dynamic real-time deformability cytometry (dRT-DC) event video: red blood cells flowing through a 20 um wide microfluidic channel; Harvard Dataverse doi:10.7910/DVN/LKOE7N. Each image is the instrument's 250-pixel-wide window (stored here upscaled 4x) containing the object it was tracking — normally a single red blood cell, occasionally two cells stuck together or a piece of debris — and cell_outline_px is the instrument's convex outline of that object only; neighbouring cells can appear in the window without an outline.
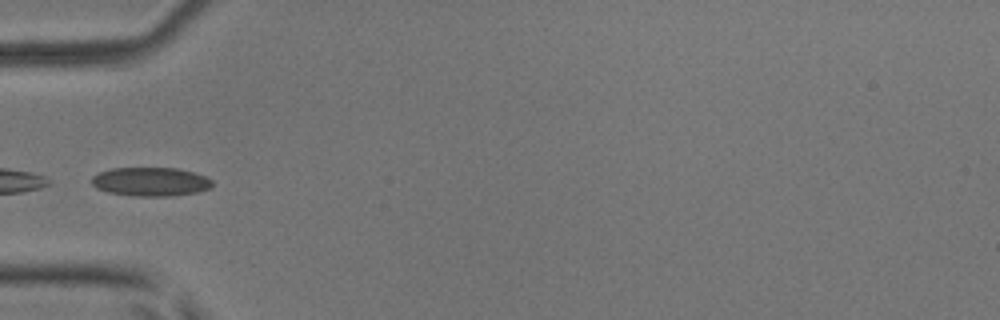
{"species": "common noctule bat (a hibernating species)", "species_latin": "Nyctalus noctula", "temperature_condition": "room temperature", "stored_images_in_passage": 7, "camera_frame_rate_fps": 3000, "um_per_image_px": 0.085, "animal": {"sex": "male", "body_mass_g": 17.9, "forearm_length_mm": 54.2}, "frame": {"image": 1, "passage_image": 5, "time_ms": 1.333, "image_size_px": [1000, 320], "cell_outline_px": [[212, 188], [196, 192], [172, 196], [132, 196], [108, 192], [96, 188], [92, 184], [92, 176], [100, 172], [112, 168], [180, 168], [204, 176], [212, 180]], "centroid_in_image_um": [12.8, 15.45], "position_along_channel_um": 72.2, "area_um2": 20.29}}
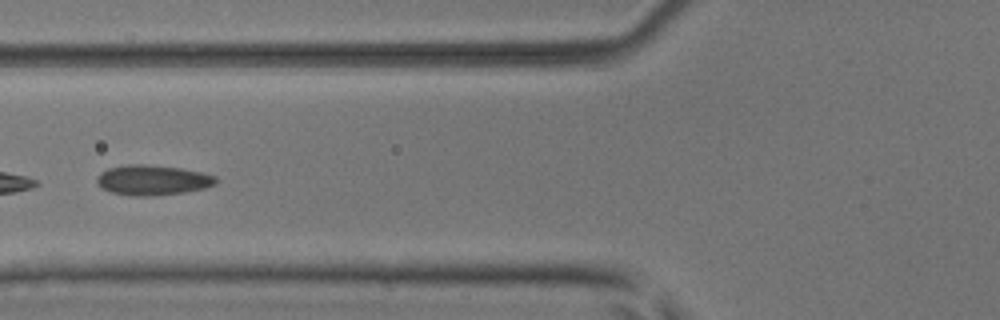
{"frame": {"image": 2, "passage_image": 6, "time_ms": 1.667, "image_size_px": [1000, 320], "cell_outline_px": [[216, 184], [204, 188], [184, 192], [148, 196], [128, 196], [112, 192], [100, 188], [96, 184], [96, 176], [100, 172], [108, 168], [128, 164], [144, 164], [180, 168], [200, 172], [216, 176]], "centroid_in_image_um": [12.9, 15.31], "position_along_channel_um": 112.9, "area_um2": 20.98}}
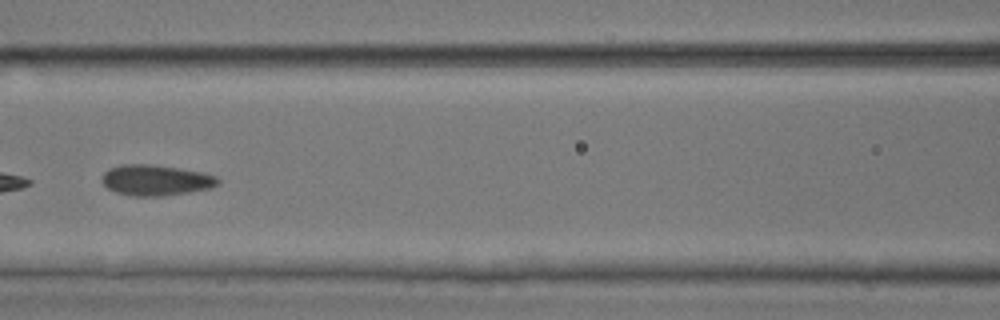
{"frame": {"image": 3, "passage_image": 7, "time_ms": 2.0, "image_size_px": [1000, 320], "cell_outline_px": [[220, 184], [212, 188], [188, 192], [160, 196], [136, 196], [116, 192], [108, 188], [100, 180], [104, 172], [108, 168], [120, 164], [152, 164], [180, 168], [200, 172], [216, 176], [220, 180]], "centroid_in_image_um": [13.24, 15.3], "position_along_channel_um": 153.4, "area_um2": 20.87}}